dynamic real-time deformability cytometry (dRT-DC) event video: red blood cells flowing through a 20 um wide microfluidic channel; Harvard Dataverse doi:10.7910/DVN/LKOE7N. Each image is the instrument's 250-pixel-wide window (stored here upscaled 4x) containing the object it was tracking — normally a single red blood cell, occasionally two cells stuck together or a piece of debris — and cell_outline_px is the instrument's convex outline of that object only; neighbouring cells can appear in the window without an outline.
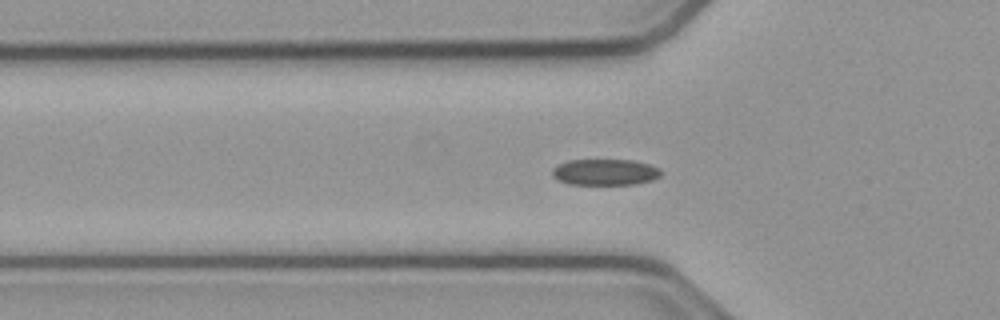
{"species": "common noctule bat (a hibernating species)", "species_latin": "Nyctalus noctula", "temperature_condition": "cold", "stored_images_in_passage": 45, "camera_frame_rate_fps": 3000, "um_per_image_px": 0.085, "animal": {"sex": "male", "body_mass_g": 23.1, "forearm_length_mm": 52.7}, "frame": {"image": 1, "passage_image": 17, "time_ms": 5.333, "image_size_px": [1000, 320], "cell_outline_px": [[660, 176], [652, 180], [636, 184], [568, 184], [552, 176], [552, 168], [556, 164], [568, 160], [632, 160], [648, 164], [660, 168]], "centroid_in_image_um": [51.4, 14.62], "position_along_channel_um": 74.4, "area_um2": 16.59}}
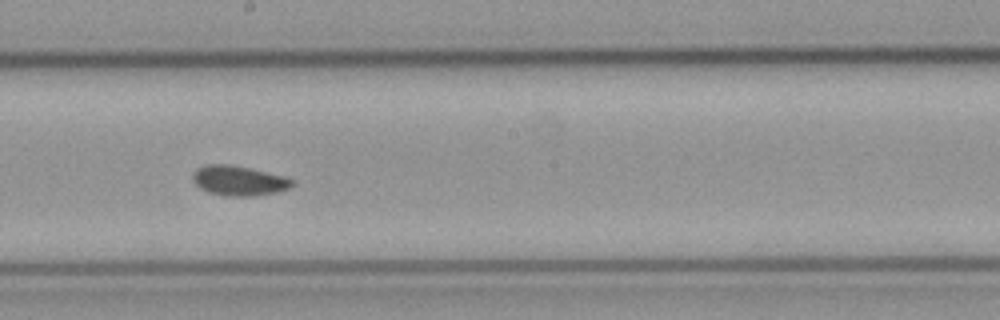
{"frame": {"image": 2, "passage_image": 29, "time_ms": 9.333, "image_size_px": [1000, 320], "cell_outline_px": [[296, 184], [288, 188], [276, 192], [256, 196], [224, 196], [208, 192], [200, 188], [192, 180], [192, 172], [196, 168], [208, 164], [228, 164], [248, 168], [284, 176], [296, 180]], "centroid_in_image_um": [20.29, 15.36], "position_along_channel_um": 227.9, "area_um2": 17.46}}
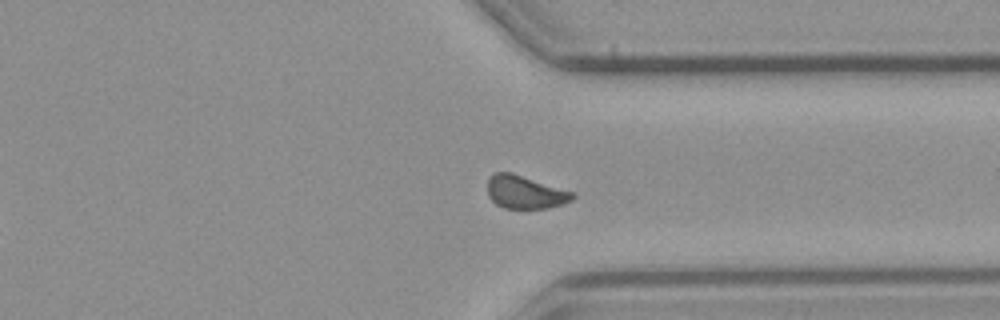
{"frame": {"image": 3, "passage_image": 40, "time_ms": 13.0, "image_size_px": [1000, 320], "cell_outline_px": [[576, 196], [572, 200], [548, 208], [504, 208], [496, 204], [488, 196], [488, 176], [496, 172], [512, 172], [576, 192]], "centroid_in_image_um": [44.65, 16.31], "position_along_channel_um": 366.8, "area_um2": 16.59}, "authors_computed_cell_mechanics": {"area_um2": 16.8198, "velocity_mm_per_s": 3.8113, "shape_relaxation_time_tau1_ms": 2.3199, "shape_relaxation_time_tau2_ms": 1.4104, "deformation_change_tau1": 0.0707, "deformation_change_tau2": 0.0611}}